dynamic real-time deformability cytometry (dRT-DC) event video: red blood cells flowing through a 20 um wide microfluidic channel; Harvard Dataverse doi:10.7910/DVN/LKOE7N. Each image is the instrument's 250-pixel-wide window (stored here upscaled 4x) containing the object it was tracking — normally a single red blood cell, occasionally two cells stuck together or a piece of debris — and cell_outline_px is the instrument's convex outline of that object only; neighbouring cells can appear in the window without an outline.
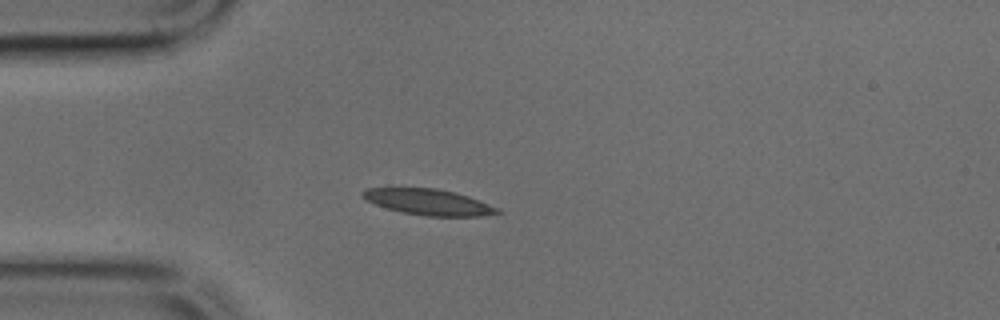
{"species": "common noctule bat (a hibernating species)", "species_latin": "Nyctalus noctula", "temperature_condition": "cold", "stored_images_in_passage": 37, "camera_frame_rate_fps": 3000, "um_per_image_px": 0.085, "animal": {"sex": "male", "body_mass_g": 17.9, "forearm_length_mm": 54.2}, "frame": {"image": 1, "passage_image": 1, "time_ms": 0.0, "image_size_px": [1000, 320], "cell_outline_px": [[504, 212], [484, 216], [428, 216], [400, 212], [376, 204], [360, 196], [360, 192], [368, 188], [436, 188], [456, 192], [468, 196], [500, 208]], "centroid_in_image_um": [36.47, 17.17], "position_along_channel_um": 48.5, "area_um2": 20.4}}
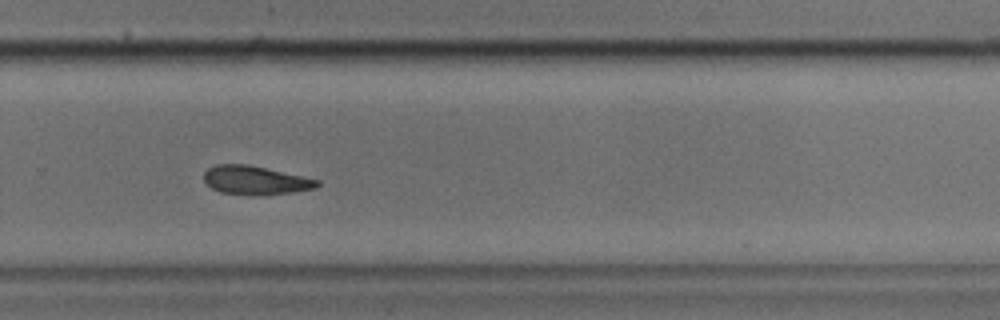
{"frame": {"image": 2, "passage_image": 21, "time_ms": 6.667, "image_size_px": [1000, 320], "cell_outline_px": [[320, 184], [316, 188], [292, 192], [248, 196], [220, 192], [212, 188], [204, 180], [204, 172], [208, 168], [216, 164], [248, 164], [320, 180]], "centroid_in_image_um": [21.69, 15.32], "position_along_channel_um": 308.1, "area_um2": 18.96}}
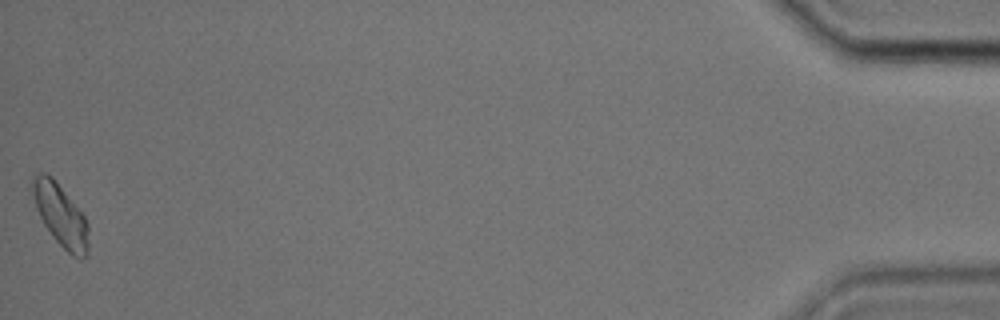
{"frame": {"image": 3, "passage_image": 37, "time_ms": 12.0, "image_size_px": [1000, 320], "cell_outline_px": [[88, 252], [80, 260], [72, 256], [56, 240], [44, 224], [36, 208], [32, 192], [32, 176], [40, 172], [44, 172], [52, 176], [84, 216], [88, 224]], "centroid_in_image_um": [5.15, 18.29], "position_along_channel_um": 430.1, "area_um2": 20.0}}